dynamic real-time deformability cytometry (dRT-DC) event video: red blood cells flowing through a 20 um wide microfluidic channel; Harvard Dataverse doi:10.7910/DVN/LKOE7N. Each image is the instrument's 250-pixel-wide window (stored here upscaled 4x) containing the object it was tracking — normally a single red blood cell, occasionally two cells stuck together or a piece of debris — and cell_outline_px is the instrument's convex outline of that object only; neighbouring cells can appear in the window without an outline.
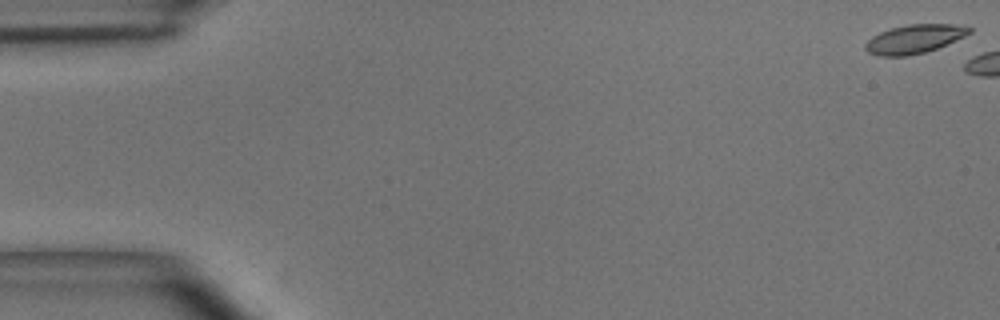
{"species": "common noctule bat (a hibernating species)", "species_latin": "Nyctalus noctula", "temperature_condition": "room temperature", "stored_images_in_passage": 3, "camera_frame_rate_fps": 3000, "um_per_image_px": 0.085, "animal": {"sex": "male", "body_mass_g": 15.6}, "frame": {"image": 1, "passage_image": 1, "time_ms": 0.0, "image_size_px": [1000, 320], "cell_outline_px": [[972, 32], [964, 36], [936, 48], [924, 52], [904, 56], [880, 56], [868, 52], [864, 48], [864, 44], [872, 36], [880, 32], [892, 28], [908, 24], [956, 24], [972, 28]], "centroid_in_image_um": [77.69, 3.3], "position_along_channel_um": 7.3, "area_um2": 17.22}}